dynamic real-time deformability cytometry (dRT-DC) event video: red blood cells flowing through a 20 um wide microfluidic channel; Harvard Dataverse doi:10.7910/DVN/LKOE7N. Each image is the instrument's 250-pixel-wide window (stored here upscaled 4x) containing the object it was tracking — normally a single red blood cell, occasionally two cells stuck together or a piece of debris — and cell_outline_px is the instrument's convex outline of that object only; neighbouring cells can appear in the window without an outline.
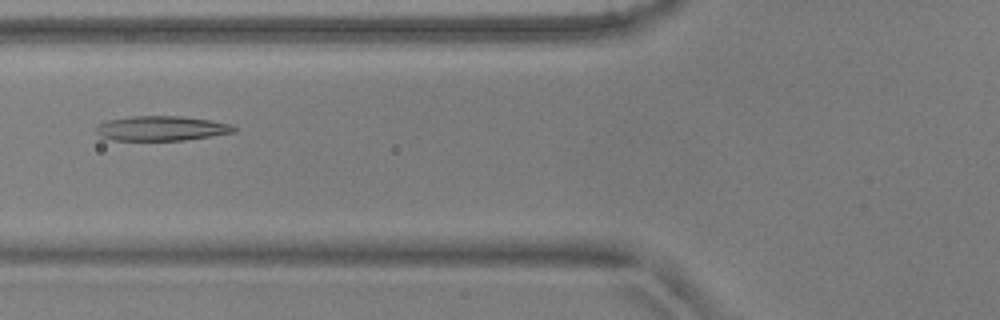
{"species": "common noctule bat (a hibernating species)", "species_latin": "Nyctalus noctula", "temperature_condition": "warm", "stored_images_in_passage": 4, "camera_frame_rate_fps": 3000, "um_per_image_px": 0.085, "animal": {"sex": "male", "body_mass_g": 17.9, "forearm_length_mm": 54.2}, "frame": {"image": 1, "passage_image": 4, "time_ms": 1.0, "image_size_px": [1000, 320], "cell_outline_px": [[236, 132], [212, 136], [184, 140], [112, 140], [100, 136], [96, 132], [96, 128], [100, 124], [108, 120], [132, 116], [180, 116], [208, 120], [232, 124], [236, 128]], "centroid_in_image_um": [13.74, 10.91], "position_along_channel_um": 112.1, "area_um2": 19.77}}